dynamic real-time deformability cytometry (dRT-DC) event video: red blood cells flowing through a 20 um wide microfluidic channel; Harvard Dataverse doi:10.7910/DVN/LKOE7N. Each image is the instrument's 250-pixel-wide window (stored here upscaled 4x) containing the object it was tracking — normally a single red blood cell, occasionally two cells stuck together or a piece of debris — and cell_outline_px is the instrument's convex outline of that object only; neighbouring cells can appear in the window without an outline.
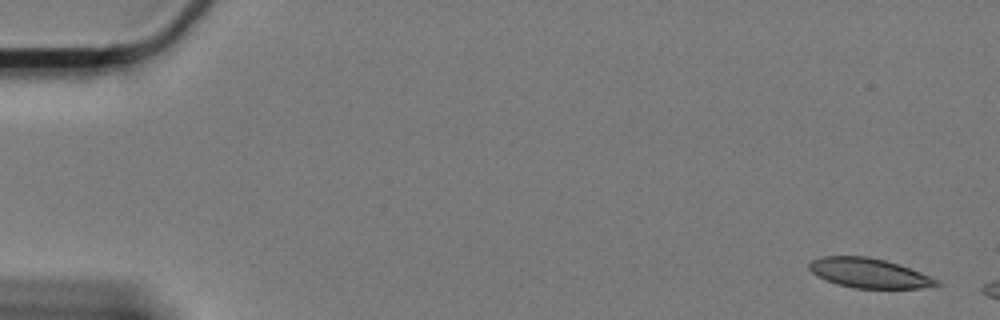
{"species": "Egyptian fruit bat (a non-hibernating species)", "species_latin": "Rousettus aegyptiacus", "temperature_condition": "cold", "stored_images_in_passage": 15, "camera_frame_rate_fps": 3000, "um_per_image_px": 0.085, "animal": {"sex": "female"}, "frame": {"image": 1, "passage_image": 1, "time_ms": 0.0, "image_size_px": [1000, 320], "cell_outline_px": [[940, 284], [920, 288], [852, 288], [836, 284], [816, 276], [808, 268], [808, 264], [812, 260], [820, 256], [868, 256], [884, 260], [920, 272], [940, 280]], "centroid_in_image_um": [73.81, 23.21], "position_along_channel_um": 11.2, "area_um2": 21.91}}